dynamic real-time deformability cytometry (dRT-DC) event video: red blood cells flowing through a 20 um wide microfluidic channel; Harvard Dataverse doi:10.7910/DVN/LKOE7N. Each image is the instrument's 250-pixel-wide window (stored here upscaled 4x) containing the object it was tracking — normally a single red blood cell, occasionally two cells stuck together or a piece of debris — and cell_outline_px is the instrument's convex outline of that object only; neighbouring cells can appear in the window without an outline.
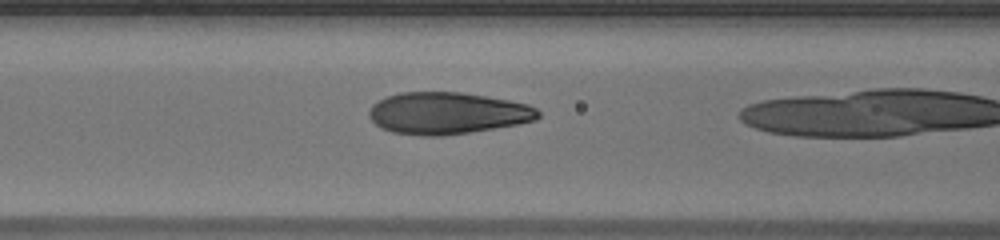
{"species": "human", "species_latin": "Homo sapiens", "temperature_condition": "warm", "stored_images_in_passage": 34, "camera_frame_rate_fps": 3000, "um_per_image_px": 0.085, "donor": {"sex": "male"}, "frame": {"image": 1, "passage_image": 15, "time_ms": 4.667, "image_size_px": [1000, 240], "cell_outline_px": [[536, 116], [528, 120], [508, 124], [460, 132], [404, 132], [388, 128], [380, 124], [372, 116], [372, 112], [384, 100], [396, 96], [424, 92], [444, 92], [472, 96], [520, 104], [532, 108], [536, 112]], "centroid_in_image_um": [38.04, 9.59], "position_along_channel_um": 128.6, "area_um2": 35.43}}
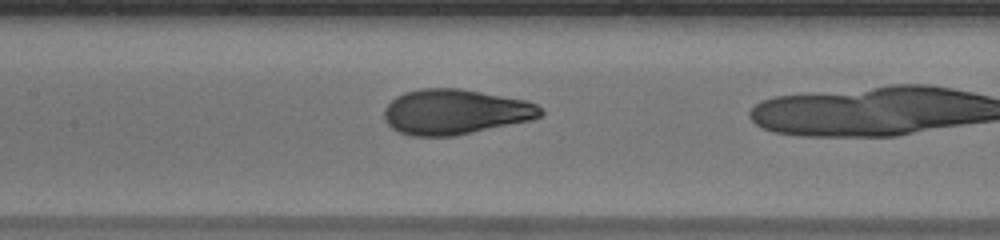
{"frame": {"image": 2, "passage_image": 18, "time_ms": 5.667, "image_size_px": [1000, 240], "cell_outline_px": [[540, 112], [536, 116], [520, 120], [460, 132], [408, 132], [396, 128], [388, 120], [388, 112], [392, 104], [396, 100], [404, 96], [416, 92], [468, 92], [512, 100], [532, 104]], "centroid_in_image_um": [38.68, 9.51], "position_along_channel_um": 168.7, "area_um2": 33.64}}
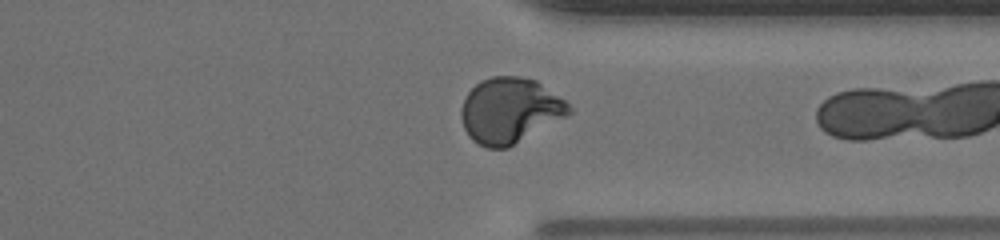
{"frame": {"image": 3, "passage_image": 33, "time_ms": 10.667, "image_size_px": [1000, 240], "cell_outline_px": [[564, 112], [512, 144], [500, 148], [496, 148], [484, 144], [476, 140], [468, 132], [464, 124], [464, 104], [468, 96], [480, 84], [488, 80], [532, 80], [560, 100], [564, 104]], "centroid_in_image_um": [43.22, 9.43], "position_along_channel_um": 368.2, "area_um2": 35.43}}